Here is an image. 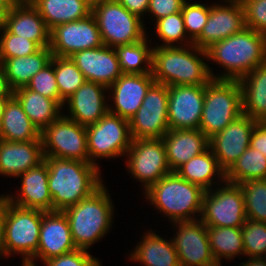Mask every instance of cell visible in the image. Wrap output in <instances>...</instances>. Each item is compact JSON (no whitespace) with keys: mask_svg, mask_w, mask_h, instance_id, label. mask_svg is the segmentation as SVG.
<instances>
[{"mask_svg":"<svg viewBox=\"0 0 266 266\" xmlns=\"http://www.w3.org/2000/svg\"><path fill=\"white\" fill-rule=\"evenodd\" d=\"M141 240L130 252V261L140 266H180L177 252L171 238H163L150 229L144 232Z\"/></svg>","mask_w":266,"mask_h":266,"instance_id":"obj_27","label":"cell"},{"mask_svg":"<svg viewBox=\"0 0 266 266\" xmlns=\"http://www.w3.org/2000/svg\"><path fill=\"white\" fill-rule=\"evenodd\" d=\"M3 26L16 36L34 41L40 48L50 46V30L32 4L14 3Z\"/></svg>","mask_w":266,"mask_h":266,"instance_id":"obj_26","label":"cell"},{"mask_svg":"<svg viewBox=\"0 0 266 266\" xmlns=\"http://www.w3.org/2000/svg\"><path fill=\"white\" fill-rule=\"evenodd\" d=\"M13 96V90L11 89L5 71L0 65V98H11Z\"/></svg>","mask_w":266,"mask_h":266,"instance_id":"obj_49","label":"cell"},{"mask_svg":"<svg viewBox=\"0 0 266 266\" xmlns=\"http://www.w3.org/2000/svg\"><path fill=\"white\" fill-rule=\"evenodd\" d=\"M206 61V50L194 44L153 47L151 73L155 82L166 86L206 85L216 79Z\"/></svg>","mask_w":266,"mask_h":266,"instance_id":"obj_1","label":"cell"},{"mask_svg":"<svg viewBox=\"0 0 266 266\" xmlns=\"http://www.w3.org/2000/svg\"><path fill=\"white\" fill-rule=\"evenodd\" d=\"M242 114L266 122V62L238 79Z\"/></svg>","mask_w":266,"mask_h":266,"instance_id":"obj_28","label":"cell"},{"mask_svg":"<svg viewBox=\"0 0 266 266\" xmlns=\"http://www.w3.org/2000/svg\"><path fill=\"white\" fill-rule=\"evenodd\" d=\"M242 4L246 27L266 35V0H239Z\"/></svg>","mask_w":266,"mask_h":266,"instance_id":"obj_44","label":"cell"},{"mask_svg":"<svg viewBox=\"0 0 266 266\" xmlns=\"http://www.w3.org/2000/svg\"><path fill=\"white\" fill-rule=\"evenodd\" d=\"M40 47L34 42L10 33L3 25L0 32V59L28 56Z\"/></svg>","mask_w":266,"mask_h":266,"instance_id":"obj_42","label":"cell"},{"mask_svg":"<svg viewBox=\"0 0 266 266\" xmlns=\"http://www.w3.org/2000/svg\"><path fill=\"white\" fill-rule=\"evenodd\" d=\"M21 266H34V265H31V264H28V263H22Z\"/></svg>","mask_w":266,"mask_h":266,"instance_id":"obj_56","label":"cell"},{"mask_svg":"<svg viewBox=\"0 0 266 266\" xmlns=\"http://www.w3.org/2000/svg\"><path fill=\"white\" fill-rule=\"evenodd\" d=\"M154 82L152 73L122 74L108 88L109 112L129 120L141 106Z\"/></svg>","mask_w":266,"mask_h":266,"instance_id":"obj_21","label":"cell"},{"mask_svg":"<svg viewBox=\"0 0 266 266\" xmlns=\"http://www.w3.org/2000/svg\"><path fill=\"white\" fill-rule=\"evenodd\" d=\"M221 1V4H220ZM218 0L210 4L208 20L201 34L193 41L206 50L212 44L242 31L246 27L244 11L239 0Z\"/></svg>","mask_w":266,"mask_h":266,"instance_id":"obj_16","label":"cell"},{"mask_svg":"<svg viewBox=\"0 0 266 266\" xmlns=\"http://www.w3.org/2000/svg\"><path fill=\"white\" fill-rule=\"evenodd\" d=\"M26 88L38 92L42 96L55 100L59 104V91L54 74V65L50 61L27 84Z\"/></svg>","mask_w":266,"mask_h":266,"instance_id":"obj_43","label":"cell"},{"mask_svg":"<svg viewBox=\"0 0 266 266\" xmlns=\"http://www.w3.org/2000/svg\"><path fill=\"white\" fill-rule=\"evenodd\" d=\"M245 260L239 266H266L265 258L247 257Z\"/></svg>","mask_w":266,"mask_h":266,"instance_id":"obj_52","label":"cell"},{"mask_svg":"<svg viewBox=\"0 0 266 266\" xmlns=\"http://www.w3.org/2000/svg\"><path fill=\"white\" fill-rule=\"evenodd\" d=\"M103 45L101 33L93 14L74 22L57 25L50 31L52 56L70 57L78 51Z\"/></svg>","mask_w":266,"mask_h":266,"instance_id":"obj_14","label":"cell"},{"mask_svg":"<svg viewBox=\"0 0 266 266\" xmlns=\"http://www.w3.org/2000/svg\"><path fill=\"white\" fill-rule=\"evenodd\" d=\"M206 53L208 61L223 68L216 79L238 80L266 62V35L245 27L212 44Z\"/></svg>","mask_w":266,"mask_h":266,"instance_id":"obj_3","label":"cell"},{"mask_svg":"<svg viewBox=\"0 0 266 266\" xmlns=\"http://www.w3.org/2000/svg\"><path fill=\"white\" fill-rule=\"evenodd\" d=\"M204 98L205 85L169 86V128L199 129Z\"/></svg>","mask_w":266,"mask_h":266,"instance_id":"obj_18","label":"cell"},{"mask_svg":"<svg viewBox=\"0 0 266 266\" xmlns=\"http://www.w3.org/2000/svg\"><path fill=\"white\" fill-rule=\"evenodd\" d=\"M257 179H266V157L249 146L226 172V181L241 184Z\"/></svg>","mask_w":266,"mask_h":266,"instance_id":"obj_36","label":"cell"},{"mask_svg":"<svg viewBox=\"0 0 266 266\" xmlns=\"http://www.w3.org/2000/svg\"><path fill=\"white\" fill-rule=\"evenodd\" d=\"M20 188L16 194H5L12 204L30 209H39L45 212L53 211L52 196L48 186V167L45 161L25 173L20 174Z\"/></svg>","mask_w":266,"mask_h":266,"instance_id":"obj_23","label":"cell"},{"mask_svg":"<svg viewBox=\"0 0 266 266\" xmlns=\"http://www.w3.org/2000/svg\"><path fill=\"white\" fill-rule=\"evenodd\" d=\"M204 192L200 186L171 172L143 193L146 201L159 210L158 213L167 216L171 224L199 220Z\"/></svg>","mask_w":266,"mask_h":266,"instance_id":"obj_5","label":"cell"},{"mask_svg":"<svg viewBox=\"0 0 266 266\" xmlns=\"http://www.w3.org/2000/svg\"><path fill=\"white\" fill-rule=\"evenodd\" d=\"M169 86L154 82L137 110L129 119L132 140L162 139L170 130L168 123Z\"/></svg>","mask_w":266,"mask_h":266,"instance_id":"obj_13","label":"cell"},{"mask_svg":"<svg viewBox=\"0 0 266 266\" xmlns=\"http://www.w3.org/2000/svg\"><path fill=\"white\" fill-rule=\"evenodd\" d=\"M162 140L171 172L209 148V138L199 129H170Z\"/></svg>","mask_w":266,"mask_h":266,"instance_id":"obj_25","label":"cell"},{"mask_svg":"<svg viewBox=\"0 0 266 266\" xmlns=\"http://www.w3.org/2000/svg\"><path fill=\"white\" fill-rule=\"evenodd\" d=\"M175 172L181 178L200 186L205 191L226 181V172L220 167L217 158L210 148L200 155L191 158Z\"/></svg>","mask_w":266,"mask_h":266,"instance_id":"obj_29","label":"cell"},{"mask_svg":"<svg viewBox=\"0 0 266 266\" xmlns=\"http://www.w3.org/2000/svg\"><path fill=\"white\" fill-rule=\"evenodd\" d=\"M88 250L76 249L42 262L44 266H103Z\"/></svg>","mask_w":266,"mask_h":266,"instance_id":"obj_45","label":"cell"},{"mask_svg":"<svg viewBox=\"0 0 266 266\" xmlns=\"http://www.w3.org/2000/svg\"><path fill=\"white\" fill-rule=\"evenodd\" d=\"M155 36L162 42L156 43L154 47L160 46H189L193 41L187 36L183 16L181 12L168 15L154 22Z\"/></svg>","mask_w":266,"mask_h":266,"instance_id":"obj_38","label":"cell"},{"mask_svg":"<svg viewBox=\"0 0 266 266\" xmlns=\"http://www.w3.org/2000/svg\"><path fill=\"white\" fill-rule=\"evenodd\" d=\"M44 161L41 139L9 142L0 139V175L17 177Z\"/></svg>","mask_w":266,"mask_h":266,"instance_id":"obj_24","label":"cell"},{"mask_svg":"<svg viewBox=\"0 0 266 266\" xmlns=\"http://www.w3.org/2000/svg\"><path fill=\"white\" fill-rule=\"evenodd\" d=\"M13 4L14 3L12 0H0V24L3 25L5 18L10 12Z\"/></svg>","mask_w":266,"mask_h":266,"instance_id":"obj_51","label":"cell"},{"mask_svg":"<svg viewBox=\"0 0 266 266\" xmlns=\"http://www.w3.org/2000/svg\"><path fill=\"white\" fill-rule=\"evenodd\" d=\"M148 37L140 42L114 47L122 74L151 73L153 46Z\"/></svg>","mask_w":266,"mask_h":266,"instance_id":"obj_35","label":"cell"},{"mask_svg":"<svg viewBox=\"0 0 266 266\" xmlns=\"http://www.w3.org/2000/svg\"><path fill=\"white\" fill-rule=\"evenodd\" d=\"M171 225L177 229L171 239L180 266H219L211 252L206 225L200 219Z\"/></svg>","mask_w":266,"mask_h":266,"instance_id":"obj_15","label":"cell"},{"mask_svg":"<svg viewBox=\"0 0 266 266\" xmlns=\"http://www.w3.org/2000/svg\"><path fill=\"white\" fill-rule=\"evenodd\" d=\"M32 5L50 31L57 25L74 22L92 14V6L85 0H36Z\"/></svg>","mask_w":266,"mask_h":266,"instance_id":"obj_32","label":"cell"},{"mask_svg":"<svg viewBox=\"0 0 266 266\" xmlns=\"http://www.w3.org/2000/svg\"><path fill=\"white\" fill-rule=\"evenodd\" d=\"M13 96L40 132L56 121L63 113V108L55 100L42 96L26 87L14 90Z\"/></svg>","mask_w":266,"mask_h":266,"instance_id":"obj_31","label":"cell"},{"mask_svg":"<svg viewBox=\"0 0 266 266\" xmlns=\"http://www.w3.org/2000/svg\"><path fill=\"white\" fill-rule=\"evenodd\" d=\"M70 58L83 73L85 80L107 88L122 75L114 48L106 45L78 51Z\"/></svg>","mask_w":266,"mask_h":266,"instance_id":"obj_22","label":"cell"},{"mask_svg":"<svg viewBox=\"0 0 266 266\" xmlns=\"http://www.w3.org/2000/svg\"><path fill=\"white\" fill-rule=\"evenodd\" d=\"M239 185L247 219L266 223V179L250 180Z\"/></svg>","mask_w":266,"mask_h":266,"instance_id":"obj_39","label":"cell"},{"mask_svg":"<svg viewBox=\"0 0 266 266\" xmlns=\"http://www.w3.org/2000/svg\"><path fill=\"white\" fill-rule=\"evenodd\" d=\"M210 12V5L206 3L190 2L186 0L182 7V16L187 36L194 41L202 32Z\"/></svg>","mask_w":266,"mask_h":266,"instance_id":"obj_41","label":"cell"},{"mask_svg":"<svg viewBox=\"0 0 266 266\" xmlns=\"http://www.w3.org/2000/svg\"><path fill=\"white\" fill-rule=\"evenodd\" d=\"M243 257L264 258L266 255V223L247 219L242 226Z\"/></svg>","mask_w":266,"mask_h":266,"instance_id":"obj_40","label":"cell"},{"mask_svg":"<svg viewBox=\"0 0 266 266\" xmlns=\"http://www.w3.org/2000/svg\"><path fill=\"white\" fill-rule=\"evenodd\" d=\"M59 91V105L63 108L65 100L70 97L86 80L70 57L52 56Z\"/></svg>","mask_w":266,"mask_h":266,"instance_id":"obj_37","label":"cell"},{"mask_svg":"<svg viewBox=\"0 0 266 266\" xmlns=\"http://www.w3.org/2000/svg\"><path fill=\"white\" fill-rule=\"evenodd\" d=\"M126 158V171L131 178L141 183L143 192L171 173L162 139L132 140Z\"/></svg>","mask_w":266,"mask_h":266,"instance_id":"obj_12","label":"cell"},{"mask_svg":"<svg viewBox=\"0 0 266 266\" xmlns=\"http://www.w3.org/2000/svg\"><path fill=\"white\" fill-rule=\"evenodd\" d=\"M130 13L139 16L144 21V14L147 13L149 0H117Z\"/></svg>","mask_w":266,"mask_h":266,"instance_id":"obj_48","label":"cell"},{"mask_svg":"<svg viewBox=\"0 0 266 266\" xmlns=\"http://www.w3.org/2000/svg\"><path fill=\"white\" fill-rule=\"evenodd\" d=\"M212 255L219 266L222 259L231 261L234 257L244 255L242 227L206 226Z\"/></svg>","mask_w":266,"mask_h":266,"instance_id":"obj_34","label":"cell"},{"mask_svg":"<svg viewBox=\"0 0 266 266\" xmlns=\"http://www.w3.org/2000/svg\"><path fill=\"white\" fill-rule=\"evenodd\" d=\"M186 0H149V6L146 16L150 15L151 19L156 20L171 14L182 11L183 4ZM155 17V18H152Z\"/></svg>","mask_w":266,"mask_h":266,"instance_id":"obj_46","label":"cell"},{"mask_svg":"<svg viewBox=\"0 0 266 266\" xmlns=\"http://www.w3.org/2000/svg\"><path fill=\"white\" fill-rule=\"evenodd\" d=\"M44 212L16 206L5 196L4 258H11V255L16 254L22 257V263H28L36 255Z\"/></svg>","mask_w":266,"mask_h":266,"instance_id":"obj_7","label":"cell"},{"mask_svg":"<svg viewBox=\"0 0 266 266\" xmlns=\"http://www.w3.org/2000/svg\"><path fill=\"white\" fill-rule=\"evenodd\" d=\"M0 139L9 142H28L41 139L40 131L12 96L6 103L0 125Z\"/></svg>","mask_w":266,"mask_h":266,"instance_id":"obj_33","label":"cell"},{"mask_svg":"<svg viewBox=\"0 0 266 266\" xmlns=\"http://www.w3.org/2000/svg\"><path fill=\"white\" fill-rule=\"evenodd\" d=\"M250 147L266 157V122H258L255 125L250 137Z\"/></svg>","mask_w":266,"mask_h":266,"instance_id":"obj_47","label":"cell"},{"mask_svg":"<svg viewBox=\"0 0 266 266\" xmlns=\"http://www.w3.org/2000/svg\"><path fill=\"white\" fill-rule=\"evenodd\" d=\"M200 220L206 226L242 227L247 217L240 185L225 181L206 190Z\"/></svg>","mask_w":266,"mask_h":266,"instance_id":"obj_10","label":"cell"},{"mask_svg":"<svg viewBox=\"0 0 266 266\" xmlns=\"http://www.w3.org/2000/svg\"><path fill=\"white\" fill-rule=\"evenodd\" d=\"M257 123L253 118L242 114L209 139V148L225 172L250 146L251 133Z\"/></svg>","mask_w":266,"mask_h":266,"instance_id":"obj_17","label":"cell"},{"mask_svg":"<svg viewBox=\"0 0 266 266\" xmlns=\"http://www.w3.org/2000/svg\"><path fill=\"white\" fill-rule=\"evenodd\" d=\"M12 1L13 3H17V4H32L36 0H12Z\"/></svg>","mask_w":266,"mask_h":266,"instance_id":"obj_54","label":"cell"},{"mask_svg":"<svg viewBox=\"0 0 266 266\" xmlns=\"http://www.w3.org/2000/svg\"><path fill=\"white\" fill-rule=\"evenodd\" d=\"M242 115L238 80L211 79L205 85V98L199 130L209 139Z\"/></svg>","mask_w":266,"mask_h":266,"instance_id":"obj_6","label":"cell"},{"mask_svg":"<svg viewBox=\"0 0 266 266\" xmlns=\"http://www.w3.org/2000/svg\"><path fill=\"white\" fill-rule=\"evenodd\" d=\"M4 219H5V195H0V258L1 259L2 258L4 259L3 256Z\"/></svg>","mask_w":266,"mask_h":266,"instance_id":"obj_50","label":"cell"},{"mask_svg":"<svg viewBox=\"0 0 266 266\" xmlns=\"http://www.w3.org/2000/svg\"><path fill=\"white\" fill-rule=\"evenodd\" d=\"M109 193L103 183L91 195L63 211L77 249L90 251L112 229L116 211Z\"/></svg>","mask_w":266,"mask_h":266,"instance_id":"obj_4","label":"cell"},{"mask_svg":"<svg viewBox=\"0 0 266 266\" xmlns=\"http://www.w3.org/2000/svg\"><path fill=\"white\" fill-rule=\"evenodd\" d=\"M44 157L90 163L86 126L63 114L40 132Z\"/></svg>","mask_w":266,"mask_h":266,"instance_id":"obj_11","label":"cell"},{"mask_svg":"<svg viewBox=\"0 0 266 266\" xmlns=\"http://www.w3.org/2000/svg\"><path fill=\"white\" fill-rule=\"evenodd\" d=\"M87 1L91 6H94L95 4L99 3L102 0H85Z\"/></svg>","mask_w":266,"mask_h":266,"instance_id":"obj_55","label":"cell"},{"mask_svg":"<svg viewBox=\"0 0 266 266\" xmlns=\"http://www.w3.org/2000/svg\"><path fill=\"white\" fill-rule=\"evenodd\" d=\"M103 44L109 47L140 42L148 36L146 24L117 0H102L92 6Z\"/></svg>","mask_w":266,"mask_h":266,"instance_id":"obj_8","label":"cell"},{"mask_svg":"<svg viewBox=\"0 0 266 266\" xmlns=\"http://www.w3.org/2000/svg\"><path fill=\"white\" fill-rule=\"evenodd\" d=\"M90 163L124 157L131 146L129 120L107 112L96 123L86 126Z\"/></svg>","mask_w":266,"mask_h":266,"instance_id":"obj_9","label":"cell"},{"mask_svg":"<svg viewBox=\"0 0 266 266\" xmlns=\"http://www.w3.org/2000/svg\"><path fill=\"white\" fill-rule=\"evenodd\" d=\"M68 218L63 211H47L42 215L39 245L36 255L28 264L37 266L41 262L76 250Z\"/></svg>","mask_w":266,"mask_h":266,"instance_id":"obj_19","label":"cell"},{"mask_svg":"<svg viewBox=\"0 0 266 266\" xmlns=\"http://www.w3.org/2000/svg\"><path fill=\"white\" fill-rule=\"evenodd\" d=\"M108 88L92 81H85L65 102L68 114L65 117L80 125L96 123L109 111ZM66 105V106H65Z\"/></svg>","mask_w":266,"mask_h":266,"instance_id":"obj_20","label":"cell"},{"mask_svg":"<svg viewBox=\"0 0 266 266\" xmlns=\"http://www.w3.org/2000/svg\"><path fill=\"white\" fill-rule=\"evenodd\" d=\"M10 98H0V125L2 122V116L5 109V105Z\"/></svg>","mask_w":266,"mask_h":266,"instance_id":"obj_53","label":"cell"},{"mask_svg":"<svg viewBox=\"0 0 266 266\" xmlns=\"http://www.w3.org/2000/svg\"><path fill=\"white\" fill-rule=\"evenodd\" d=\"M53 211H64L96 191L104 182L100 168L88 162L44 157Z\"/></svg>","mask_w":266,"mask_h":266,"instance_id":"obj_2","label":"cell"},{"mask_svg":"<svg viewBox=\"0 0 266 266\" xmlns=\"http://www.w3.org/2000/svg\"><path fill=\"white\" fill-rule=\"evenodd\" d=\"M52 58L50 46L42 47L28 56L0 59L8 83L14 91L26 87L30 79L46 66Z\"/></svg>","mask_w":266,"mask_h":266,"instance_id":"obj_30","label":"cell"}]
</instances>
